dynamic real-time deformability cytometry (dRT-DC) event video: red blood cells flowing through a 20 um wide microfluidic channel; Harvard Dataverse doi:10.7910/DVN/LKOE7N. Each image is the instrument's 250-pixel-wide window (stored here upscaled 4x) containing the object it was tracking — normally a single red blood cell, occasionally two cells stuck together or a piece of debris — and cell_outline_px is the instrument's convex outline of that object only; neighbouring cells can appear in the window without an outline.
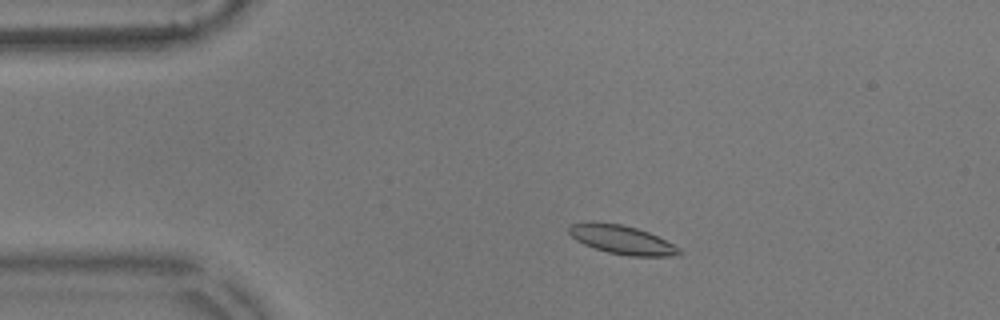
{"species": "common noctule bat (a hibernating species)", "species_latin": "Nyctalus noctula", "temperature_condition": "warm", "stored_images_in_passage": 10, "camera_frame_rate_fps": 3000, "um_per_image_px": 0.085, "animal": {"sex": "male", "body_mass_g": 17.9}, "frame": {"image": 1, "passage_image": 3, "time_ms": 0.667, "image_size_px": [1000, 320], "cell_outline_px": [[684, 252], [680, 256], [628, 256], [608, 252], [584, 244], [576, 240], [568, 232], [568, 228], [572, 224], [588, 220], [620, 224], [636, 228], [648, 232], [680, 248]], "centroid_in_image_um": [52.86, 20.37], "position_along_channel_um": 32.1, "area_um2": 18.55}}